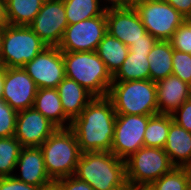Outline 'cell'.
Returning a JSON list of instances; mask_svg holds the SVG:
<instances>
[{
	"instance_id": "obj_32",
	"label": "cell",
	"mask_w": 191,
	"mask_h": 190,
	"mask_svg": "<svg viewBox=\"0 0 191 190\" xmlns=\"http://www.w3.org/2000/svg\"><path fill=\"white\" fill-rule=\"evenodd\" d=\"M171 116L177 125L191 132V98L176 109Z\"/></svg>"
},
{
	"instance_id": "obj_24",
	"label": "cell",
	"mask_w": 191,
	"mask_h": 190,
	"mask_svg": "<svg viewBox=\"0 0 191 190\" xmlns=\"http://www.w3.org/2000/svg\"><path fill=\"white\" fill-rule=\"evenodd\" d=\"M149 52H131L126 57L123 65L113 75V81H133L150 79Z\"/></svg>"
},
{
	"instance_id": "obj_26",
	"label": "cell",
	"mask_w": 191,
	"mask_h": 190,
	"mask_svg": "<svg viewBox=\"0 0 191 190\" xmlns=\"http://www.w3.org/2000/svg\"><path fill=\"white\" fill-rule=\"evenodd\" d=\"M68 25L101 16L106 9L99 0H63Z\"/></svg>"
},
{
	"instance_id": "obj_36",
	"label": "cell",
	"mask_w": 191,
	"mask_h": 190,
	"mask_svg": "<svg viewBox=\"0 0 191 190\" xmlns=\"http://www.w3.org/2000/svg\"><path fill=\"white\" fill-rule=\"evenodd\" d=\"M185 18L191 13V0H164Z\"/></svg>"
},
{
	"instance_id": "obj_7",
	"label": "cell",
	"mask_w": 191,
	"mask_h": 190,
	"mask_svg": "<svg viewBox=\"0 0 191 190\" xmlns=\"http://www.w3.org/2000/svg\"><path fill=\"white\" fill-rule=\"evenodd\" d=\"M128 185L150 186L174 166L164 148L141 147L125 160Z\"/></svg>"
},
{
	"instance_id": "obj_17",
	"label": "cell",
	"mask_w": 191,
	"mask_h": 190,
	"mask_svg": "<svg viewBox=\"0 0 191 190\" xmlns=\"http://www.w3.org/2000/svg\"><path fill=\"white\" fill-rule=\"evenodd\" d=\"M158 112L172 114L191 98V85L171 74L156 83Z\"/></svg>"
},
{
	"instance_id": "obj_19",
	"label": "cell",
	"mask_w": 191,
	"mask_h": 190,
	"mask_svg": "<svg viewBox=\"0 0 191 190\" xmlns=\"http://www.w3.org/2000/svg\"><path fill=\"white\" fill-rule=\"evenodd\" d=\"M164 151L174 167L191 168V132L173 121L170 124Z\"/></svg>"
},
{
	"instance_id": "obj_9",
	"label": "cell",
	"mask_w": 191,
	"mask_h": 190,
	"mask_svg": "<svg viewBox=\"0 0 191 190\" xmlns=\"http://www.w3.org/2000/svg\"><path fill=\"white\" fill-rule=\"evenodd\" d=\"M107 33L106 11L101 16L68 25L58 48L62 52L96 51Z\"/></svg>"
},
{
	"instance_id": "obj_8",
	"label": "cell",
	"mask_w": 191,
	"mask_h": 190,
	"mask_svg": "<svg viewBox=\"0 0 191 190\" xmlns=\"http://www.w3.org/2000/svg\"><path fill=\"white\" fill-rule=\"evenodd\" d=\"M134 8L149 34L157 40L169 41L185 17L164 0H141Z\"/></svg>"
},
{
	"instance_id": "obj_5",
	"label": "cell",
	"mask_w": 191,
	"mask_h": 190,
	"mask_svg": "<svg viewBox=\"0 0 191 190\" xmlns=\"http://www.w3.org/2000/svg\"><path fill=\"white\" fill-rule=\"evenodd\" d=\"M40 149L47 174L53 181L75 174L81 151L70 127L57 128Z\"/></svg>"
},
{
	"instance_id": "obj_41",
	"label": "cell",
	"mask_w": 191,
	"mask_h": 190,
	"mask_svg": "<svg viewBox=\"0 0 191 190\" xmlns=\"http://www.w3.org/2000/svg\"><path fill=\"white\" fill-rule=\"evenodd\" d=\"M3 34H4V27H0V55L2 51Z\"/></svg>"
},
{
	"instance_id": "obj_3",
	"label": "cell",
	"mask_w": 191,
	"mask_h": 190,
	"mask_svg": "<svg viewBox=\"0 0 191 190\" xmlns=\"http://www.w3.org/2000/svg\"><path fill=\"white\" fill-rule=\"evenodd\" d=\"M65 77L80 84L94 97H106L113 76L96 51L63 52Z\"/></svg>"
},
{
	"instance_id": "obj_14",
	"label": "cell",
	"mask_w": 191,
	"mask_h": 190,
	"mask_svg": "<svg viewBox=\"0 0 191 190\" xmlns=\"http://www.w3.org/2000/svg\"><path fill=\"white\" fill-rule=\"evenodd\" d=\"M58 127L34 107L19 111L14 137L23 147H40Z\"/></svg>"
},
{
	"instance_id": "obj_43",
	"label": "cell",
	"mask_w": 191,
	"mask_h": 190,
	"mask_svg": "<svg viewBox=\"0 0 191 190\" xmlns=\"http://www.w3.org/2000/svg\"><path fill=\"white\" fill-rule=\"evenodd\" d=\"M44 190H56V188L54 187V185L50 188L44 189Z\"/></svg>"
},
{
	"instance_id": "obj_11",
	"label": "cell",
	"mask_w": 191,
	"mask_h": 190,
	"mask_svg": "<svg viewBox=\"0 0 191 190\" xmlns=\"http://www.w3.org/2000/svg\"><path fill=\"white\" fill-rule=\"evenodd\" d=\"M23 68L38 89L57 88L65 78L63 52L57 46H47Z\"/></svg>"
},
{
	"instance_id": "obj_12",
	"label": "cell",
	"mask_w": 191,
	"mask_h": 190,
	"mask_svg": "<svg viewBox=\"0 0 191 190\" xmlns=\"http://www.w3.org/2000/svg\"><path fill=\"white\" fill-rule=\"evenodd\" d=\"M68 26L63 0H45L29 27L47 46L60 44Z\"/></svg>"
},
{
	"instance_id": "obj_31",
	"label": "cell",
	"mask_w": 191,
	"mask_h": 190,
	"mask_svg": "<svg viewBox=\"0 0 191 190\" xmlns=\"http://www.w3.org/2000/svg\"><path fill=\"white\" fill-rule=\"evenodd\" d=\"M169 41L173 49L191 54V25L185 20Z\"/></svg>"
},
{
	"instance_id": "obj_37",
	"label": "cell",
	"mask_w": 191,
	"mask_h": 190,
	"mask_svg": "<svg viewBox=\"0 0 191 190\" xmlns=\"http://www.w3.org/2000/svg\"><path fill=\"white\" fill-rule=\"evenodd\" d=\"M108 1V4H112L111 7L109 6H105V9L108 8H130V7H134L136 1L135 0H105Z\"/></svg>"
},
{
	"instance_id": "obj_10",
	"label": "cell",
	"mask_w": 191,
	"mask_h": 190,
	"mask_svg": "<svg viewBox=\"0 0 191 190\" xmlns=\"http://www.w3.org/2000/svg\"><path fill=\"white\" fill-rule=\"evenodd\" d=\"M152 115L117 114L111 152L126 160L144 146V133Z\"/></svg>"
},
{
	"instance_id": "obj_20",
	"label": "cell",
	"mask_w": 191,
	"mask_h": 190,
	"mask_svg": "<svg viewBox=\"0 0 191 190\" xmlns=\"http://www.w3.org/2000/svg\"><path fill=\"white\" fill-rule=\"evenodd\" d=\"M33 107L58 128H68L71 120L65 115L56 88L38 89ZM68 121L69 124L64 125Z\"/></svg>"
},
{
	"instance_id": "obj_39",
	"label": "cell",
	"mask_w": 191,
	"mask_h": 190,
	"mask_svg": "<svg viewBox=\"0 0 191 190\" xmlns=\"http://www.w3.org/2000/svg\"><path fill=\"white\" fill-rule=\"evenodd\" d=\"M3 84H4V67H0V98L3 93Z\"/></svg>"
},
{
	"instance_id": "obj_22",
	"label": "cell",
	"mask_w": 191,
	"mask_h": 190,
	"mask_svg": "<svg viewBox=\"0 0 191 190\" xmlns=\"http://www.w3.org/2000/svg\"><path fill=\"white\" fill-rule=\"evenodd\" d=\"M45 0H4L7 24L29 26Z\"/></svg>"
},
{
	"instance_id": "obj_33",
	"label": "cell",
	"mask_w": 191,
	"mask_h": 190,
	"mask_svg": "<svg viewBox=\"0 0 191 190\" xmlns=\"http://www.w3.org/2000/svg\"><path fill=\"white\" fill-rule=\"evenodd\" d=\"M54 187L56 190H93L88 183L78 179L74 175L54 181Z\"/></svg>"
},
{
	"instance_id": "obj_13",
	"label": "cell",
	"mask_w": 191,
	"mask_h": 190,
	"mask_svg": "<svg viewBox=\"0 0 191 190\" xmlns=\"http://www.w3.org/2000/svg\"><path fill=\"white\" fill-rule=\"evenodd\" d=\"M37 86L23 67H4L2 99L15 111L33 107Z\"/></svg>"
},
{
	"instance_id": "obj_40",
	"label": "cell",
	"mask_w": 191,
	"mask_h": 190,
	"mask_svg": "<svg viewBox=\"0 0 191 190\" xmlns=\"http://www.w3.org/2000/svg\"><path fill=\"white\" fill-rule=\"evenodd\" d=\"M130 190H152L150 186H133L130 185Z\"/></svg>"
},
{
	"instance_id": "obj_28",
	"label": "cell",
	"mask_w": 191,
	"mask_h": 190,
	"mask_svg": "<svg viewBox=\"0 0 191 190\" xmlns=\"http://www.w3.org/2000/svg\"><path fill=\"white\" fill-rule=\"evenodd\" d=\"M150 187L152 190H191V168L174 167Z\"/></svg>"
},
{
	"instance_id": "obj_34",
	"label": "cell",
	"mask_w": 191,
	"mask_h": 190,
	"mask_svg": "<svg viewBox=\"0 0 191 190\" xmlns=\"http://www.w3.org/2000/svg\"><path fill=\"white\" fill-rule=\"evenodd\" d=\"M0 190H42L18 180L14 175L0 178Z\"/></svg>"
},
{
	"instance_id": "obj_6",
	"label": "cell",
	"mask_w": 191,
	"mask_h": 190,
	"mask_svg": "<svg viewBox=\"0 0 191 190\" xmlns=\"http://www.w3.org/2000/svg\"><path fill=\"white\" fill-rule=\"evenodd\" d=\"M47 45L29 26L4 27L0 67H23Z\"/></svg>"
},
{
	"instance_id": "obj_21",
	"label": "cell",
	"mask_w": 191,
	"mask_h": 190,
	"mask_svg": "<svg viewBox=\"0 0 191 190\" xmlns=\"http://www.w3.org/2000/svg\"><path fill=\"white\" fill-rule=\"evenodd\" d=\"M172 58L173 48L170 41L158 40L147 56L151 81L157 83L172 74Z\"/></svg>"
},
{
	"instance_id": "obj_1",
	"label": "cell",
	"mask_w": 191,
	"mask_h": 190,
	"mask_svg": "<svg viewBox=\"0 0 191 190\" xmlns=\"http://www.w3.org/2000/svg\"><path fill=\"white\" fill-rule=\"evenodd\" d=\"M116 112L111 100L95 97L71 122L81 153L111 152Z\"/></svg>"
},
{
	"instance_id": "obj_38",
	"label": "cell",
	"mask_w": 191,
	"mask_h": 190,
	"mask_svg": "<svg viewBox=\"0 0 191 190\" xmlns=\"http://www.w3.org/2000/svg\"><path fill=\"white\" fill-rule=\"evenodd\" d=\"M7 25L5 17V2L0 0V27H5Z\"/></svg>"
},
{
	"instance_id": "obj_18",
	"label": "cell",
	"mask_w": 191,
	"mask_h": 190,
	"mask_svg": "<svg viewBox=\"0 0 191 190\" xmlns=\"http://www.w3.org/2000/svg\"><path fill=\"white\" fill-rule=\"evenodd\" d=\"M65 115L73 121L82 110L95 98L76 81L65 77L57 86Z\"/></svg>"
},
{
	"instance_id": "obj_2",
	"label": "cell",
	"mask_w": 191,
	"mask_h": 190,
	"mask_svg": "<svg viewBox=\"0 0 191 190\" xmlns=\"http://www.w3.org/2000/svg\"><path fill=\"white\" fill-rule=\"evenodd\" d=\"M93 190H127L126 164L112 152L81 153L74 174Z\"/></svg>"
},
{
	"instance_id": "obj_25",
	"label": "cell",
	"mask_w": 191,
	"mask_h": 190,
	"mask_svg": "<svg viewBox=\"0 0 191 190\" xmlns=\"http://www.w3.org/2000/svg\"><path fill=\"white\" fill-rule=\"evenodd\" d=\"M172 122L171 114L158 113L150 116L144 133V146L164 148Z\"/></svg>"
},
{
	"instance_id": "obj_35",
	"label": "cell",
	"mask_w": 191,
	"mask_h": 190,
	"mask_svg": "<svg viewBox=\"0 0 191 190\" xmlns=\"http://www.w3.org/2000/svg\"><path fill=\"white\" fill-rule=\"evenodd\" d=\"M157 41L158 40L156 38L148 33L146 35H143V39L132 43V45L129 46V50L131 52H150Z\"/></svg>"
},
{
	"instance_id": "obj_27",
	"label": "cell",
	"mask_w": 191,
	"mask_h": 190,
	"mask_svg": "<svg viewBox=\"0 0 191 190\" xmlns=\"http://www.w3.org/2000/svg\"><path fill=\"white\" fill-rule=\"evenodd\" d=\"M23 146L14 137H0V178L13 176Z\"/></svg>"
},
{
	"instance_id": "obj_30",
	"label": "cell",
	"mask_w": 191,
	"mask_h": 190,
	"mask_svg": "<svg viewBox=\"0 0 191 190\" xmlns=\"http://www.w3.org/2000/svg\"><path fill=\"white\" fill-rule=\"evenodd\" d=\"M17 113L0 98V137L15 135Z\"/></svg>"
},
{
	"instance_id": "obj_42",
	"label": "cell",
	"mask_w": 191,
	"mask_h": 190,
	"mask_svg": "<svg viewBox=\"0 0 191 190\" xmlns=\"http://www.w3.org/2000/svg\"><path fill=\"white\" fill-rule=\"evenodd\" d=\"M185 20L191 25V13L185 18Z\"/></svg>"
},
{
	"instance_id": "obj_23",
	"label": "cell",
	"mask_w": 191,
	"mask_h": 190,
	"mask_svg": "<svg viewBox=\"0 0 191 190\" xmlns=\"http://www.w3.org/2000/svg\"><path fill=\"white\" fill-rule=\"evenodd\" d=\"M98 56L104 61L107 70L113 76L123 65L129 53V47L119 39L106 33L96 50Z\"/></svg>"
},
{
	"instance_id": "obj_4",
	"label": "cell",
	"mask_w": 191,
	"mask_h": 190,
	"mask_svg": "<svg viewBox=\"0 0 191 190\" xmlns=\"http://www.w3.org/2000/svg\"><path fill=\"white\" fill-rule=\"evenodd\" d=\"M107 97L116 114H158L156 83L147 80L113 81Z\"/></svg>"
},
{
	"instance_id": "obj_29",
	"label": "cell",
	"mask_w": 191,
	"mask_h": 190,
	"mask_svg": "<svg viewBox=\"0 0 191 190\" xmlns=\"http://www.w3.org/2000/svg\"><path fill=\"white\" fill-rule=\"evenodd\" d=\"M172 74L191 85V54L173 49Z\"/></svg>"
},
{
	"instance_id": "obj_15",
	"label": "cell",
	"mask_w": 191,
	"mask_h": 190,
	"mask_svg": "<svg viewBox=\"0 0 191 190\" xmlns=\"http://www.w3.org/2000/svg\"><path fill=\"white\" fill-rule=\"evenodd\" d=\"M106 22L107 33L128 47L148 34L134 7L106 9Z\"/></svg>"
},
{
	"instance_id": "obj_16",
	"label": "cell",
	"mask_w": 191,
	"mask_h": 190,
	"mask_svg": "<svg viewBox=\"0 0 191 190\" xmlns=\"http://www.w3.org/2000/svg\"><path fill=\"white\" fill-rule=\"evenodd\" d=\"M20 166L21 177L18 180L27 184L40 187L42 190L54 185L44 165V157L40 147H23L16 167Z\"/></svg>"
}]
</instances>
